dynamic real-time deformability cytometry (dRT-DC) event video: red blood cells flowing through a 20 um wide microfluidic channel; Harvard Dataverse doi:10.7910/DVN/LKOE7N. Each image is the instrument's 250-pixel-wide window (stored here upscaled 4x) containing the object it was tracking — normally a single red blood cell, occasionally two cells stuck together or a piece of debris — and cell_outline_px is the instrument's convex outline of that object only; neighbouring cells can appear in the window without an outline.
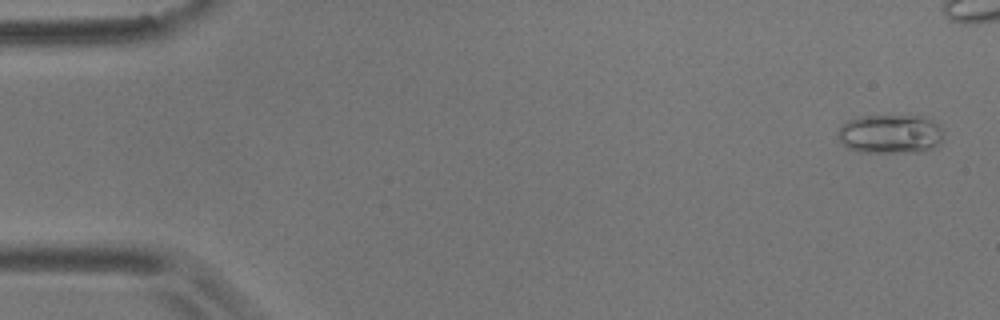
{"species": "common noctule bat (a hibernating species)", "species_latin": "Nyctalus noctula", "temperature_condition": "room temperature", "stored_images_in_passage": 49, "camera_frame_rate_fps": 3000, "um_per_image_px": 0.085, "animal": {"sex": "male", "body_mass_g": 17.9}, "frame": {"image": 1, "passage_image": 2, "time_ms": 0.333, "image_size_px": [1000, 320], "cell_outline_px": [[944, 140], [932, 148], [924, 152], [860, 152], [848, 148], [840, 140], [836, 132], [848, 120], [860, 116], [924, 116], [940, 124]], "centroid_in_image_um": [75.71, 11.39], "position_along_channel_um": 9.3, "area_um2": 24.22}}
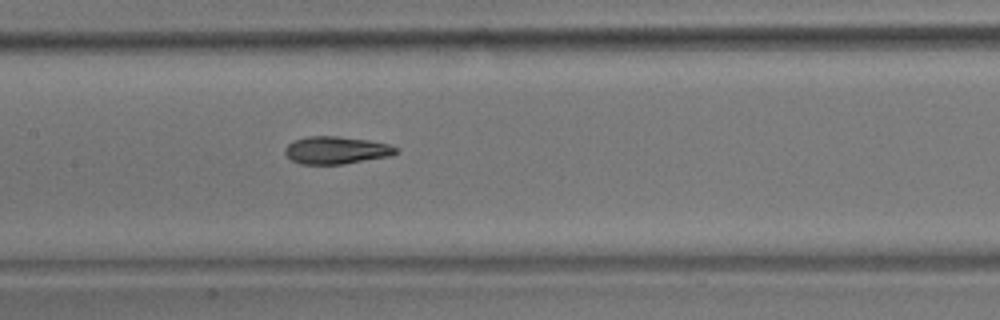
{"frame": {"image": 2, "passage_image": 27, "time_ms": 8.667, "image_size_px": [1000, 320], "cell_outline_px": [[396, 152], [392, 156], [344, 164], [300, 164], [292, 160], [284, 152], [284, 148], [292, 140], [308, 136], [336, 136], [368, 140], [388, 144], [396, 148]], "centroid_in_image_um": [28.55, 12.77], "position_along_channel_um": 178.9, "area_um2": 17.8}}
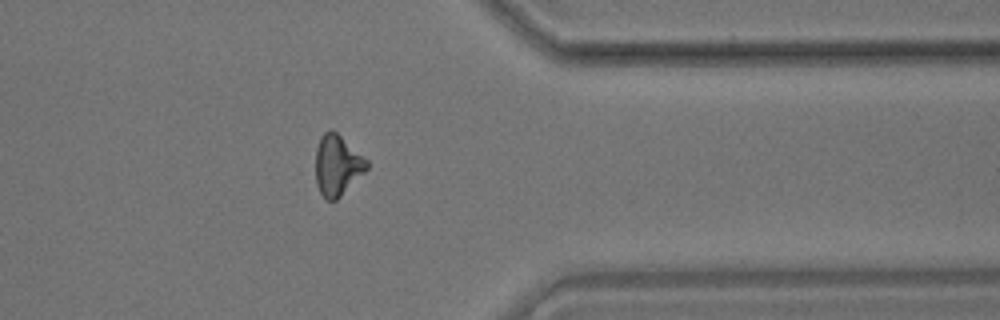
{"frame": {"image": 3, "passage_image": 45, "time_ms": 14.667, "image_size_px": [1000, 320], "cell_outline_px": [[368, 168], [336, 200], [328, 200], [320, 192], [316, 184], [316, 148], [320, 136], [328, 128], [332, 128], [368, 160]], "centroid_in_image_um": [28.65, 14.0], "position_along_channel_um": 382.7, "area_um2": 17.98}, "authors_computed_cell_mechanics": {"area_um2": 18.3226, "velocity_mm_per_s": 3.5818, "shape_relaxation_time_tau1_ms": 6.588, "shape_relaxation_time_tau2_ms": 3.8777, "deformation_change_tau1": 0.1703, "deformation_change_tau2": 0.1161}}